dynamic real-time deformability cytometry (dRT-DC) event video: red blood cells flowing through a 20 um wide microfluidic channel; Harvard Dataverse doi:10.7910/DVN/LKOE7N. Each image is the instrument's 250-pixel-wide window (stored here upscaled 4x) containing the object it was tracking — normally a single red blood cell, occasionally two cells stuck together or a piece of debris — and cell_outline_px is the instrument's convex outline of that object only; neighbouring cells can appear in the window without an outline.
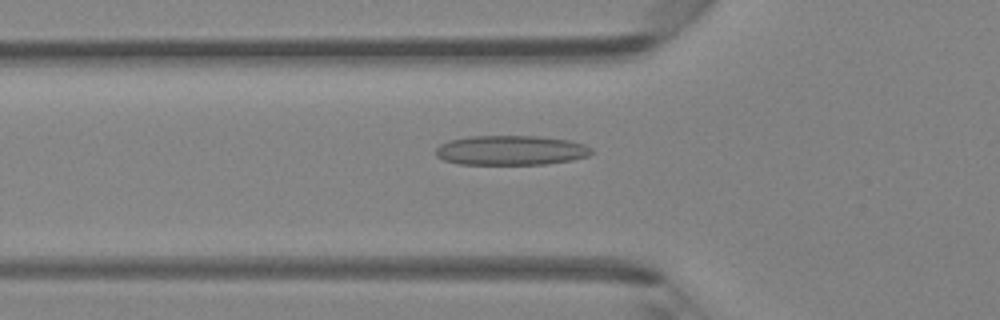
{"species": "Egyptian fruit bat (a non-hibernating species)", "species_latin": "Rousettus aegyptiacus", "temperature_condition": "room temperature", "stored_images_in_passage": 44, "camera_frame_rate_fps": 3000, "um_per_image_px": 0.085, "animal": {"sex": "female"}, "frame": {"image": 1, "passage_image": 13, "time_ms": 4.0, "image_size_px": [1000, 320], "cell_outline_px": [[592, 152], [588, 156], [572, 160], [544, 164], [460, 164], [444, 160], [436, 156], [436, 148], [440, 144], [448, 140], [468, 136], [540, 136], [568, 140], [584, 144], [592, 148]], "centroid_in_image_um": [43.41, 12.77], "position_along_channel_um": 82.4, "area_um2": 26.99}}
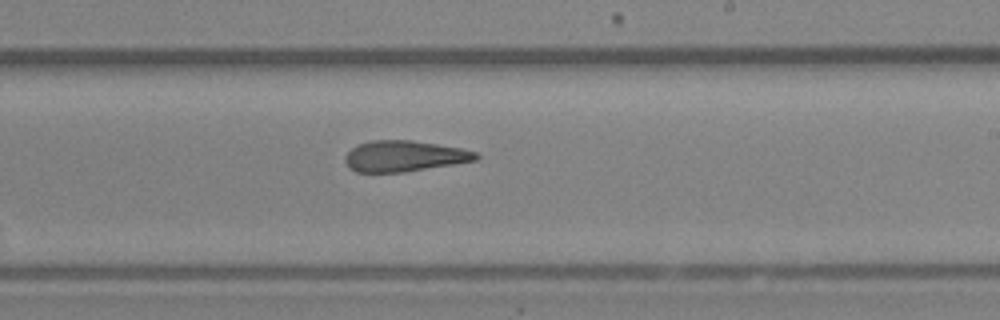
{"frame": {"image": 2, "passage_image": 25, "time_ms": 8.0, "image_size_px": [1000, 320], "cell_outline_px": [[480, 156], [476, 160], [404, 172], [356, 172], [348, 168], [344, 160], [344, 156], [356, 144], [372, 140], [412, 140], [460, 148], [476, 152]], "centroid_in_image_um": [34.3, 13.27], "position_along_channel_um": 254.7, "area_um2": 23.52}}
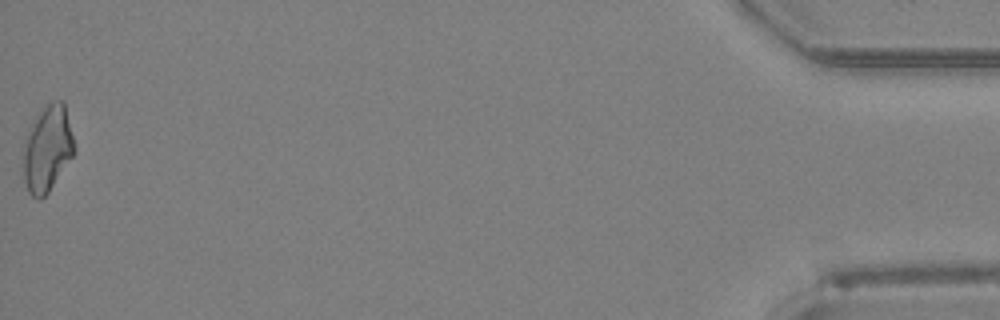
{"frame": {"image": 3, "passage_image": 44, "time_ms": 14.333, "image_size_px": [1000, 320], "cell_outline_px": [[76, 152], [48, 192], [40, 200], [32, 196], [28, 192], [24, 180], [24, 144], [36, 112], [44, 104], [52, 100], [64, 100], [76, 148]], "centroid_in_image_um": [4.05, 12.58], "position_along_channel_um": 431.1, "area_um2": 25.89}, "authors_computed_cell_mechanics": {"area_um2": 24.5361, "velocity_mm_per_s": 4.3145, "shape_relaxation_time_tau1_ms": null, "shape_relaxation_time_tau2_ms": 3.7895, "deformation_change_tau1": null, "deformation_change_tau2": 0.1489}}